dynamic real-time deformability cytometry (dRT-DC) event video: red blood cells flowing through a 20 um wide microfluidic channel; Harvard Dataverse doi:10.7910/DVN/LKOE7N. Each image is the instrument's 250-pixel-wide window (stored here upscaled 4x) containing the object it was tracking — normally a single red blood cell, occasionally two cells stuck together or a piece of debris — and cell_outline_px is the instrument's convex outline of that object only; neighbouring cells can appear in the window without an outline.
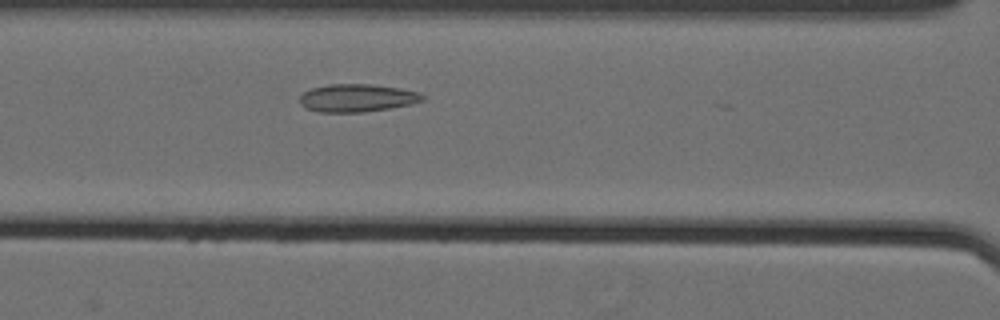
{"species": "Egyptian fruit bat (a non-hibernating species)", "species_latin": "Rousettus aegyptiacus", "temperature_condition": "cold", "stored_images_in_passage": 21, "camera_frame_rate_fps": 3000, "um_per_image_px": 0.085, "animal": {"sex": "female"}, "frame": {"image": 1, "passage_image": 15, "time_ms": 4.667, "image_size_px": [1000, 320], "cell_outline_px": [[424, 100], [412, 104], [364, 112], [320, 112], [304, 108], [300, 104], [300, 96], [304, 92], [312, 88], [328, 84], [372, 84], [400, 88], [420, 92], [424, 96]], "centroid_in_image_um": [30.35, 8.32], "position_along_channel_um": 136.2, "area_um2": 20.0}}
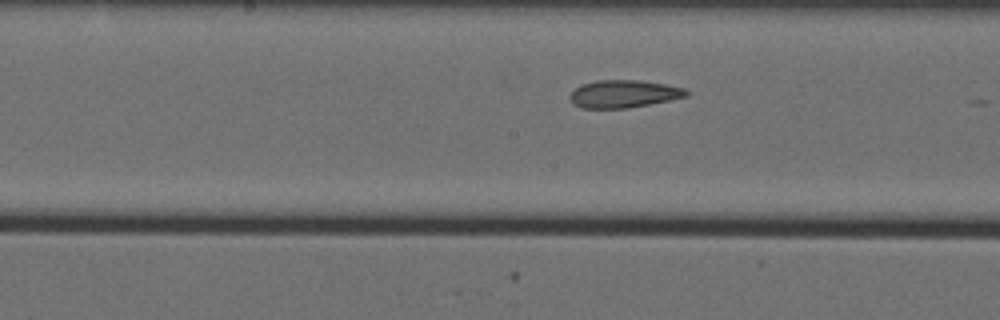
{"frame": {"image": 2, "passage_image": 20, "time_ms": 6.333, "image_size_px": [1000, 320], "cell_outline_px": [[688, 96], [672, 100], [628, 108], [580, 108], [572, 104], [568, 96], [580, 84], [596, 80], [640, 80], [664, 84], [684, 88], [688, 92]], "centroid_in_image_um": [52.98, 7.98], "position_along_channel_um": 195.2, "area_um2": 18.9}}